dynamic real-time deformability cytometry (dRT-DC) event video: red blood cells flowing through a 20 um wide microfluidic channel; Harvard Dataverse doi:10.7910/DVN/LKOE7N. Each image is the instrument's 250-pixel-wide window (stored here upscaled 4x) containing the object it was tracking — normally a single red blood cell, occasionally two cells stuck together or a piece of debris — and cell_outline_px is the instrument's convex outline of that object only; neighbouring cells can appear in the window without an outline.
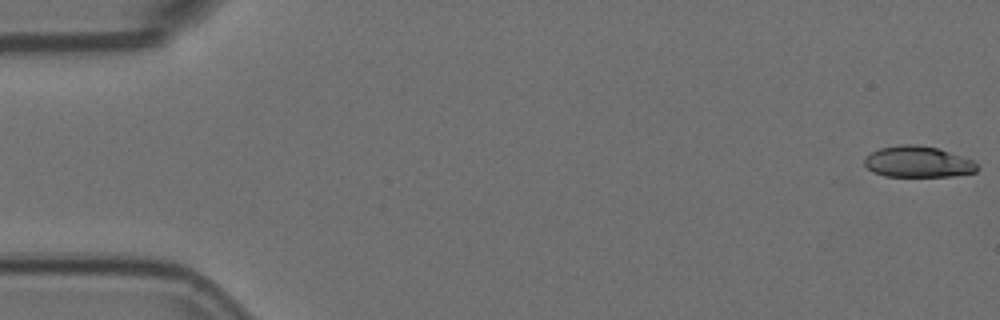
{"species": "Egyptian fruit bat (a non-hibernating species)", "species_latin": "Rousettus aegyptiacus", "temperature_condition": "room temperature", "stored_images_in_passage": 57, "camera_frame_rate_fps": 3000, "um_per_image_px": 0.085, "animal": {"sex": "female"}, "frame": {"image": 1, "passage_image": 1, "time_ms": 0.0, "image_size_px": [1000, 320], "cell_outline_px": [[980, 168], [976, 172], [952, 176], [884, 176], [872, 172], [864, 164], [864, 160], [872, 152], [880, 148], [900, 144], [916, 144], [940, 148], [972, 160]], "centroid_in_image_um": [78.04, 13.75], "position_along_channel_um": 7.0, "area_um2": 20.52}}
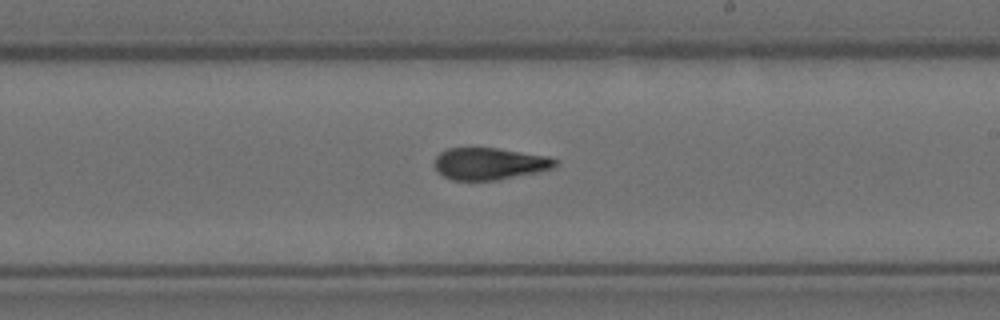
{"frame": {"image": 2, "passage_image": 33, "time_ms": 10.667, "image_size_px": [1000, 320], "cell_outline_px": [[560, 160], [552, 168], [536, 172], [496, 180], [452, 180], [444, 176], [436, 168], [436, 156], [440, 152], [448, 148], [496, 148], [548, 156]], "centroid_in_image_um": [41.62, 13.91], "position_along_channel_um": 247.4, "area_um2": 22.2}}
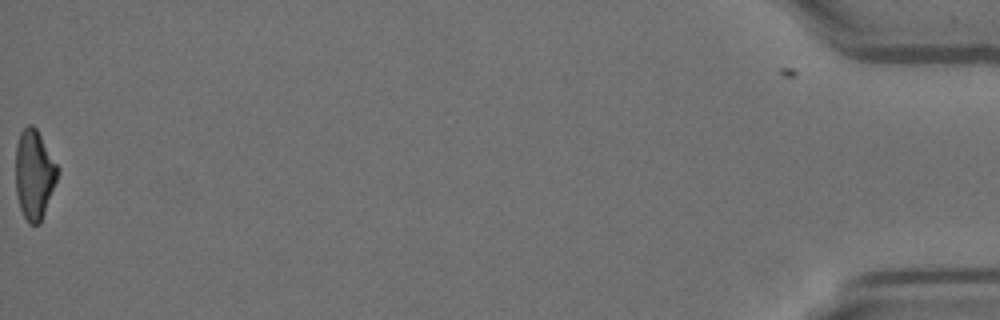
{"frame": {"image": 3, "passage_image": 57, "time_ms": 18.667, "image_size_px": [1000, 320], "cell_outline_px": [[60, 172], [40, 224], [28, 224], [20, 208], [16, 192], [16, 144], [20, 132], [28, 124], [32, 124], [36, 128], [60, 168]], "centroid_in_image_um": [2.92, 14.82], "position_along_channel_um": 432.3, "area_um2": 22.02}, "authors_computed_cell_mechanics": {"area_um2": 22.542, "velocity_mm_per_s": 3.6062, "shape_relaxation_time_tau1_ms": 6.1268, "shape_relaxation_time_tau2_ms": 2.8061, "deformation_change_tau1": 0.1912, "deformation_change_tau2": 0.1014}}